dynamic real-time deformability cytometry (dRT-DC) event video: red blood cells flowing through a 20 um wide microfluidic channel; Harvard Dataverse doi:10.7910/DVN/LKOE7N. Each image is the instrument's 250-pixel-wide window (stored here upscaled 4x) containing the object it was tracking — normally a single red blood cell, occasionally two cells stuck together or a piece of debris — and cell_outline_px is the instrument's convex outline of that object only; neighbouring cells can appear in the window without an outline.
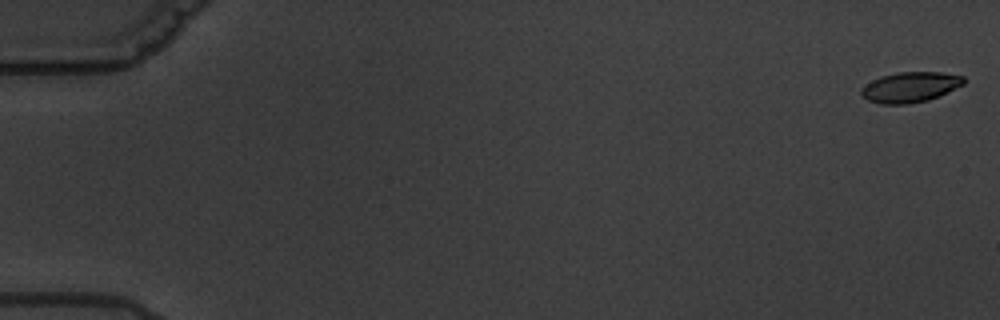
{"species": "common noctule bat (a hibernating species)", "species_latin": "Nyctalus noctula", "temperature_condition": "warm", "stored_images_in_passage": 5, "camera_frame_rate_fps": 3000, "um_per_image_px": 0.085, "animal": {"sex": "male", "body_mass_g": 19.5, "forearm_length_mm": 54.6}, "frame": {"image": 1, "passage_image": 1, "time_ms": 0.0, "image_size_px": [1000, 320], "cell_outline_px": [[964, 84], [940, 96], [928, 100], [908, 104], [880, 104], [868, 100], [860, 92], [860, 88], [872, 80], [880, 76], [896, 72], [940, 72], [964, 76]], "centroid_in_image_um": [77.36, 7.4], "position_along_channel_um": 7.6, "area_um2": 18.21}}
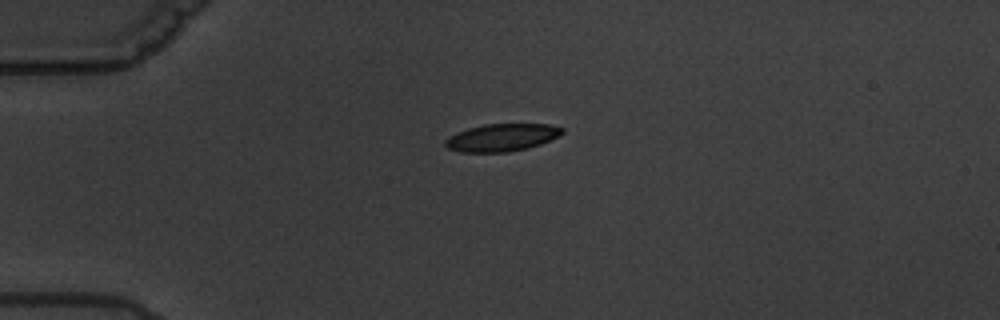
{"frame": {"image": 2, "passage_image": 5, "time_ms": 5.0, "image_size_px": [1000, 320], "cell_outline_px": [[564, 132], [560, 136], [540, 144], [528, 148], [508, 152], [460, 152], [448, 148], [444, 144], [444, 140], [448, 136], [456, 132], [468, 128], [484, 124], [548, 124], [564, 128]], "centroid_in_image_um": [42.64, 11.69], "position_along_channel_um": 42.4, "area_um2": 18.9}}